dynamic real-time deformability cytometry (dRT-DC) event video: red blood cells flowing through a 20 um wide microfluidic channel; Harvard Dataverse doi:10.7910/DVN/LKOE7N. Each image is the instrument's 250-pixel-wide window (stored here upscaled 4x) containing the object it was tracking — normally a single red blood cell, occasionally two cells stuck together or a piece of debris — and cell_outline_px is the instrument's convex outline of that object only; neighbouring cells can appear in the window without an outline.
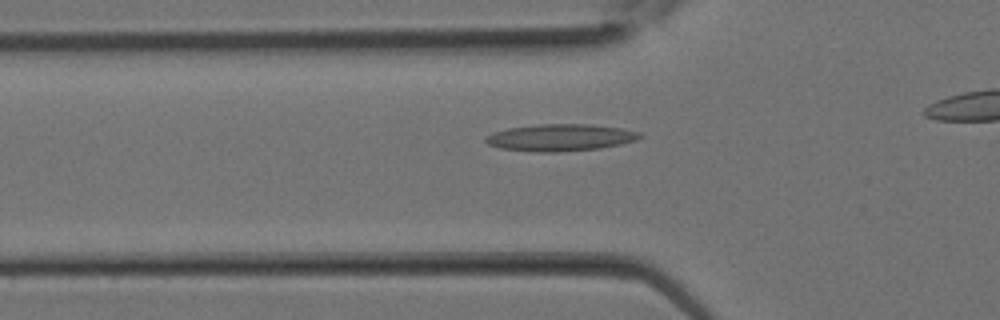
{"species": "Egyptian fruit bat (a non-hibernating species)", "species_latin": "Rousettus aegyptiacus", "temperature_condition": "room temperature", "stored_images_in_passage": 16, "segment_of_instrument_passage": [1, 2], "camera_frame_rate_fps": 3000, "um_per_image_px": 0.085, "animal": {"sex": "female"}, "frame": {"image": 1, "passage_image": 5, "time_ms": 1.333, "image_size_px": [1000, 320], "cell_outline_px": [[640, 136], [636, 140], [620, 144], [600, 148], [560, 152], [536, 152], [500, 148], [488, 144], [484, 140], [484, 136], [492, 132], [508, 128], [540, 124], [592, 124], [620, 128], [640, 132]], "centroid_in_image_um": [47.58, 11.69], "position_along_channel_um": 78.2, "area_um2": 24.22}}
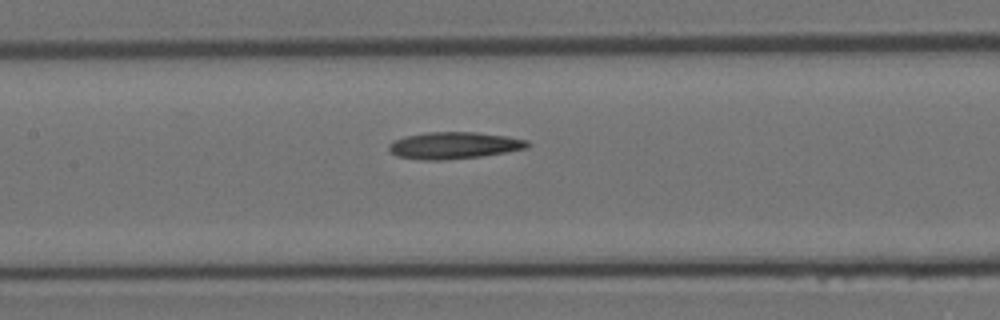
{"frame": {"image": 2, "passage_image": 9, "time_ms": 2.667, "image_size_px": [1000, 320], "cell_outline_px": [[532, 144], [528, 148], [480, 156], [444, 160], [420, 160], [396, 156], [388, 148], [388, 144], [392, 140], [404, 136], [424, 132], [476, 132], [508, 136], [528, 140]], "centroid_in_image_um": [38.57, 12.35], "position_along_channel_um": 168.8, "area_um2": 21.91}}
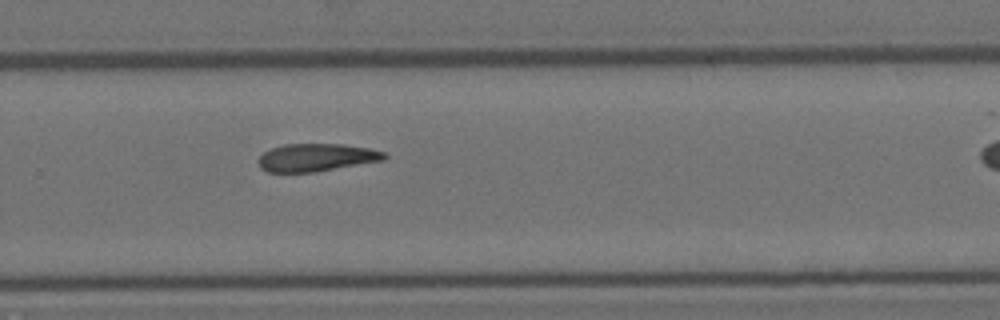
{"frame": {"image": 3, "passage_image": 15, "time_ms": 4.667, "image_size_px": [1000, 320], "cell_outline_px": [[388, 156], [384, 160], [316, 172], [268, 172], [260, 168], [256, 160], [264, 152], [272, 148], [284, 144], [344, 144], [368, 148], [384, 152]], "centroid_in_image_um": [26.87, 13.39], "position_along_channel_um": 302.9, "area_um2": 20.46}}